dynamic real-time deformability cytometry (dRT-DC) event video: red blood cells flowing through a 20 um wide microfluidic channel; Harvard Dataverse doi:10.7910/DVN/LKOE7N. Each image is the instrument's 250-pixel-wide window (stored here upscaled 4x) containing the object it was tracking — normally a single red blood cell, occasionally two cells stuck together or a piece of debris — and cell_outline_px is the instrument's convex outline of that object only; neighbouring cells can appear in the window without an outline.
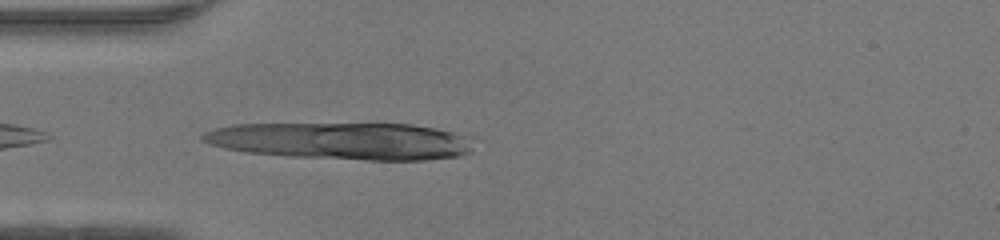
{"species": "human", "species_latin": "Homo sapiens", "temperature_condition": "warm", "stored_images_in_passage": 31, "camera_frame_rate_fps": 3000, "um_per_image_px": 0.085, "donor": {"sex": "female"}, "frame": {"image": 1, "passage_image": 1, "time_ms": 0.0, "image_size_px": [1000, 240], "cell_outline_px": [[472, 152], [460, 156], [424, 160], [364, 160], [292, 156], [248, 152], [224, 148], [200, 140], [200, 136], [204, 132], [216, 128], [232, 124], [376, 120], [412, 124], [472, 136]], "centroid_in_image_um": [29.1, 11.92], "position_along_channel_um": 55.9, "area_um2": 61.21}}